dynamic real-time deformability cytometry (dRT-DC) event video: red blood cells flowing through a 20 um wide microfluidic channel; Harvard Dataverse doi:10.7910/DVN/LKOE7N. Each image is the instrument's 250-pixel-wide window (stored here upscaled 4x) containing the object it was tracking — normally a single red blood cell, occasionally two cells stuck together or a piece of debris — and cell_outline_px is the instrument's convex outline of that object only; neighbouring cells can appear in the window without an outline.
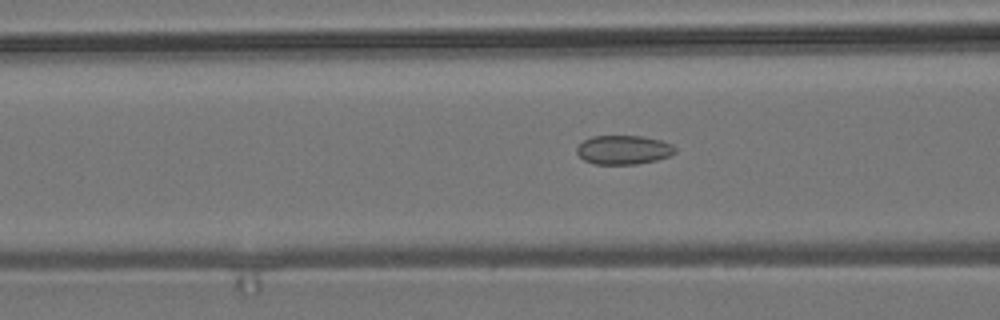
{"species": "common noctule bat (a hibernating species)", "species_latin": "Nyctalus noctula", "temperature_condition": "room temperature", "stored_images_in_passage": 37, "camera_frame_rate_fps": 3000, "um_per_image_px": 0.085, "animal": {"sex": "male", "body_mass_g": 19.2, "forearm_length_mm": 51.8}, "frame": {"image": 1, "passage_image": 4, "time_ms": 1.0, "image_size_px": [1000, 320], "cell_outline_px": [[676, 152], [668, 156], [656, 160], [636, 164], [596, 164], [584, 160], [576, 152], [576, 148], [584, 140], [592, 136], [640, 136], [660, 140], [672, 144], [676, 148]], "centroid_in_image_um": [53.0, 12.73], "position_along_channel_um": 113.6, "area_um2": 16.53}}
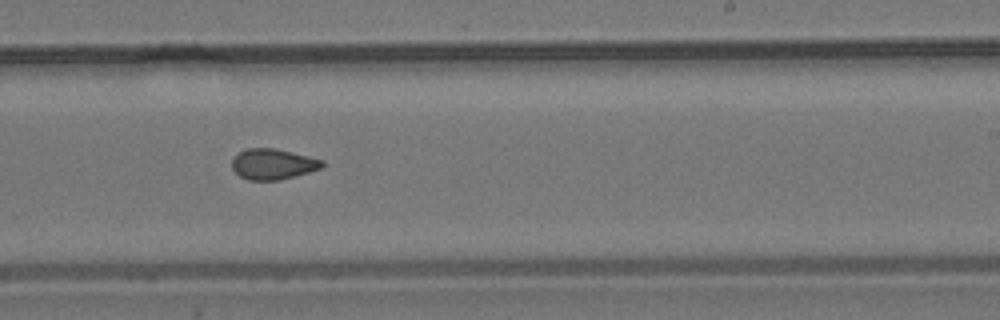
{"frame": {"image": 2, "passage_image": 16, "time_ms": 5.0, "image_size_px": [1000, 320], "cell_outline_px": [[324, 168], [280, 180], [248, 180], [240, 176], [232, 168], [232, 160], [240, 152], [248, 148], [276, 148], [324, 160]], "centroid_in_image_um": [23.24, 13.95], "position_along_channel_um": 265.8, "area_um2": 16.13}}
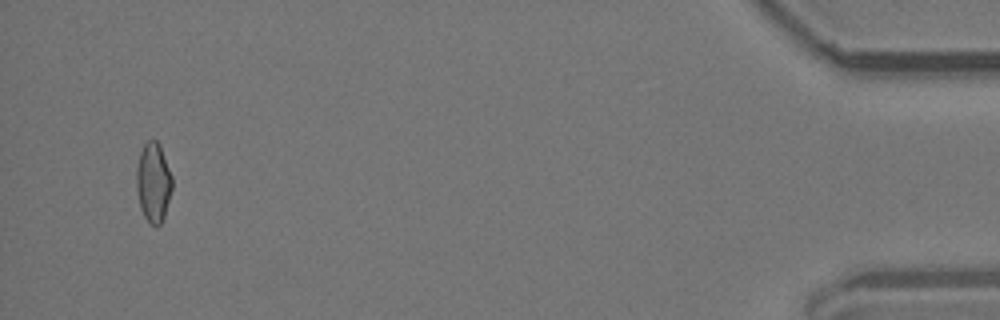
{"frame": {"image": 3, "passage_image": 35, "time_ms": 11.333, "image_size_px": [1000, 320], "cell_outline_px": [[172, 188], [164, 216], [160, 224], [156, 228], [144, 216], [140, 208], [136, 188], [136, 168], [140, 152], [144, 144], [148, 140], [156, 140], [160, 144], [172, 176]], "centroid_in_image_um": [13.03, 15.49], "position_along_channel_um": 422.2, "area_um2": 16.59}}